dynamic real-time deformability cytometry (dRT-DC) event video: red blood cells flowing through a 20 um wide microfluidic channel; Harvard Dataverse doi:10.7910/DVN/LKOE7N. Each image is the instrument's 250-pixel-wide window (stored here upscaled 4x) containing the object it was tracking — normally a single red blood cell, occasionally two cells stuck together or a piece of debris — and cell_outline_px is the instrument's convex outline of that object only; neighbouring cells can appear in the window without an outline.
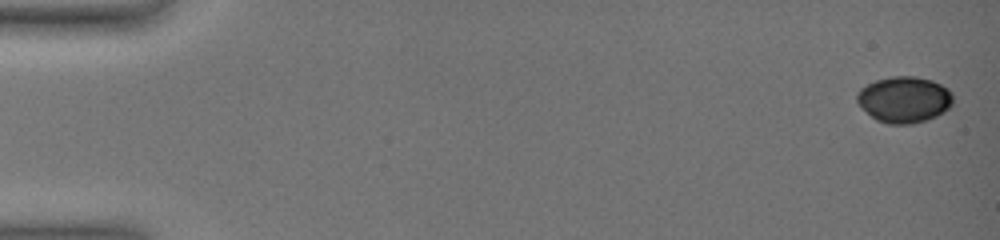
{"species": "common noctule bat (a hibernating species)", "species_latin": "Nyctalus noctula", "temperature_condition": "warm", "stored_images_in_passage": 22, "camera_frame_rate_fps": 3000, "um_per_image_px": 0.085, "animal": {"sex": "female", "body_mass_g": 19.0, "forearm_length_mm": 51.5}, "frame": {"image": 1, "passage_image": 1, "time_ms": 0.0, "image_size_px": [1000, 240], "cell_outline_px": [[952, 104], [944, 112], [928, 120], [912, 124], [888, 124], [876, 120], [856, 100], [856, 92], [860, 88], [876, 80], [892, 76], [916, 76], [932, 80], [948, 88], [952, 92]], "centroid_in_image_um": [76.87, 8.46], "position_along_channel_um": 8.1, "area_um2": 25.89}}
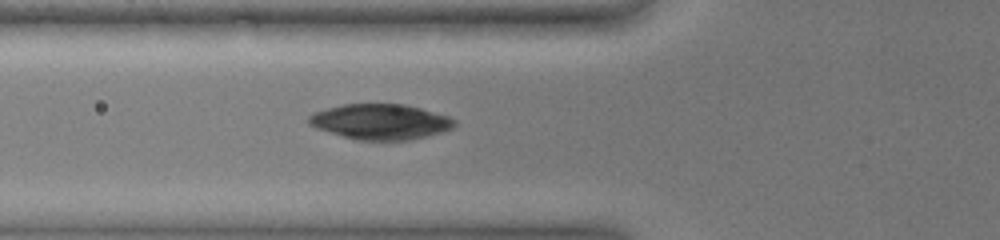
{"frame": {"image": 2, "passage_image": 14, "time_ms": 7.0, "image_size_px": [1000, 240], "cell_outline_px": [[456, 124], [452, 128], [428, 136], [412, 140], [356, 140], [316, 128], [308, 124], [308, 116], [312, 112], [344, 104], [404, 104], [420, 108], [448, 116], [456, 120]], "centroid_in_image_um": [32.33, 10.35], "position_along_channel_um": 93.5, "area_um2": 30.06}}
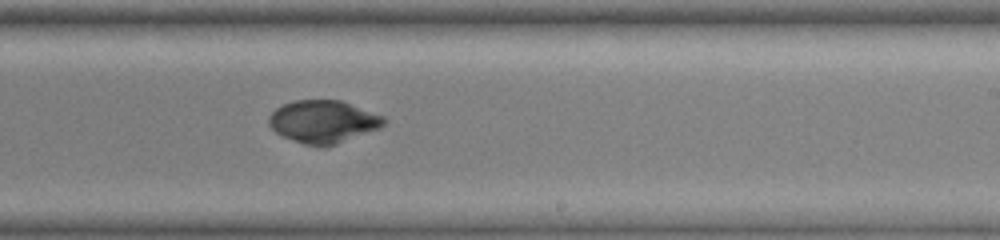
{"frame": {"image": 3, "passage_image": 22, "time_ms": 11.667, "image_size_px": [1000, 240], "cell_outline_px": [[388, 120], [380, 128], [336, 144], [320, 148], [304, 144], [292, 140], [276, 132], [268, 124], [268, 116], [276, 108], [284, 104], [296, 100], [340, 100], [384, 116]], "centroid_in_image_um": [27.47, 10.35], "position_along_channel_um": 261.5, "area_um2": 28.61}}